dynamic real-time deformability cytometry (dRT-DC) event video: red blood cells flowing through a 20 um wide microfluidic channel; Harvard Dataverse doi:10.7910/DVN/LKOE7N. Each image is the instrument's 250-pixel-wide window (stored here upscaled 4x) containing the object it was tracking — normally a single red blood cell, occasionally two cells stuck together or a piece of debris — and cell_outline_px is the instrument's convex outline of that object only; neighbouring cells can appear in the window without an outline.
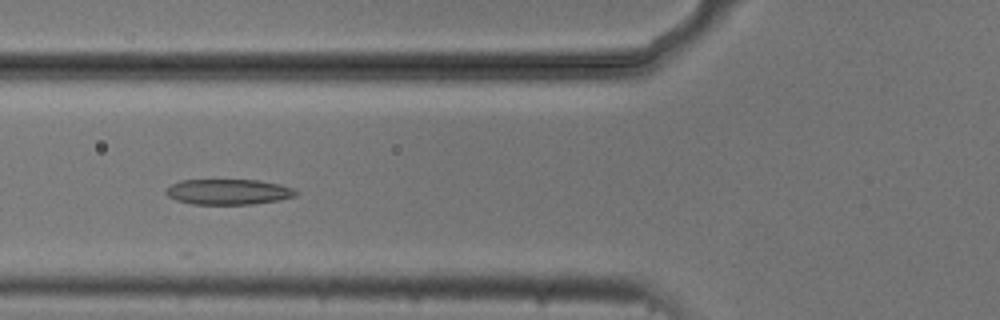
{"species": "common noctule bat (a hibernating species)", "species_latin": "Nyctalus noctula", "temperature_condition": "cold", "stored_images_in_passage": 34, "camera_frame_rate_fps": 3000, "um_per_image_px": 0.085, "animal": {"sex": "male", "body_mass_g": 20.5, "forearm_length_mm": 52.5}, "frame": {"image": 1, "passage_image": 4, "time_ms": 1.0, "image_size_px": [1000, 320], "cell_outline_px": [[300, 192], [296, 196], [280, 200], [252, 204], [192, 204], [176, 200], [168, 196], [164, 192], [164, 188], [180, 180], [256, 180], [280, 184], [296, 188]], "centroid_in_image_um": [19.43, 16.3], "position_along_channel_um": 106.4, "area_um2": 19.54}}
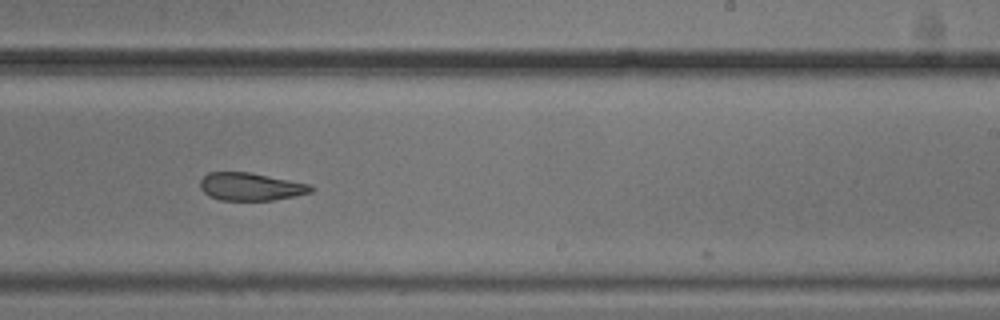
{"frame": {"image": 2, "passage_image": 17, "time_ms": 5.333, "image_size_px": [1000, 320], "cell_outline_px": [[316, 188], [312, 192], [272, 200], [220, 200], [208, 196], [200, 188], [200, 180], [208, 172], [248, 172], [312, 184]], "centroid_in_image_um": [21.31, 15.86], "position_along_channel_um": 267.7, "area_um2": 17.98}}
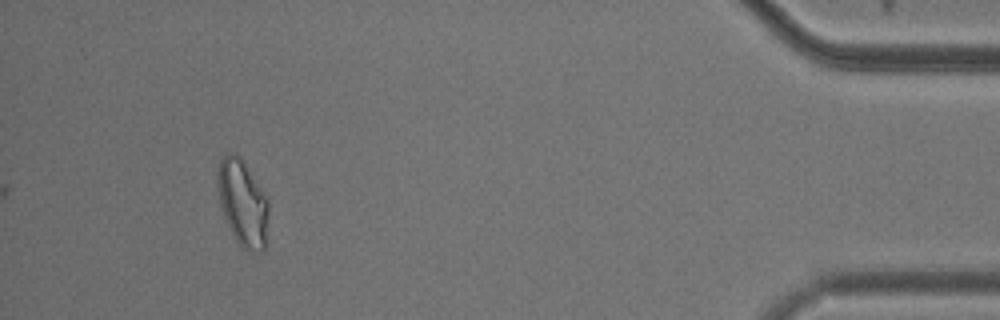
{"frame": {"image": 3, "passage_image": 34, "time_ms": 11.0, "image_size_px": [1000, 320], "cell_outline_px": [[268, 216], [264, 252], [252, 252], [240, 248], [224, 216], [220, 204], [216, 180], [216, 176], [220, 160], [228, 152], [232, 152], [240, 156], [244, 160], [268, 196]], "centroid_in_image_um": [20.64, 17.22], "position_along_channel_um": 414.6, "area_um2": 26.13}, "authors_computed_cell_mechanics": {"area_um2": 19.3052, "velocity_mm_per_s": 3.7127, "shape_relaxation_time_tau1_ms": 4.3449, "shape_relaxation_time_tau2_ms": 3.7194, "deformation_change_tau1": 0.1299, "deformation_change_tau2": 0.123}}